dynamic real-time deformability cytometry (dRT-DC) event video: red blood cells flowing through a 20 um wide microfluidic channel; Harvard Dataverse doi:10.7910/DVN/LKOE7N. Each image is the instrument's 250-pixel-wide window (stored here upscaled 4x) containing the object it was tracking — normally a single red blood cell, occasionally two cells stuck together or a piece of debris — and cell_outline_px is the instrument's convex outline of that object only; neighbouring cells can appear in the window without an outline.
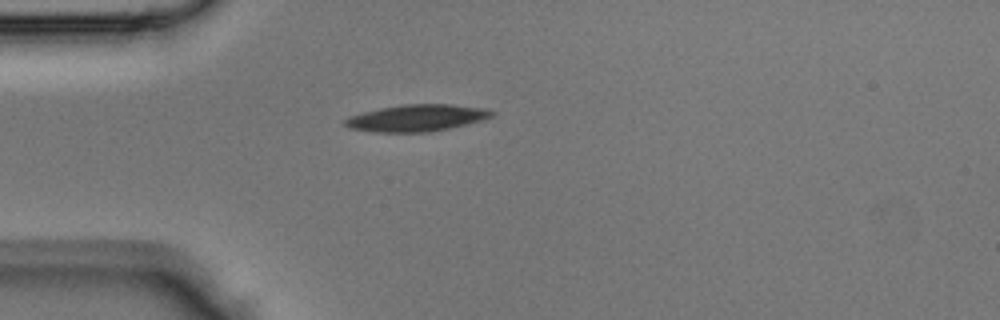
{"species": "Egyptian fruit bat (a non-hibernating species)", "species_latin": "Rousettus aegyptiacus", "temperature_condition": "room temperature", "stored_images_in_passage": 32, "camera_frame_rate_fps": 3000, "um_per_image_px": 0.085, "animal": {"sex": "male"}, "frame": {"image": 1, "passage_image": 1, "time_ms": 0.0, "image_size_px": [1000, 320], "cell_outline_px": [[496, 112], [492, 116], [484, 120], [468, 124], [432, 132], [372, 132], [348, 128], [344, 124], [344, 120], [348, 116], [380, 108], [404, 104], [452, 104], [488, 108]], "centroid_in_image_um": [35.46, 10.03], "position_along_channel_um": 49.5, "area_um2": 23.24}}
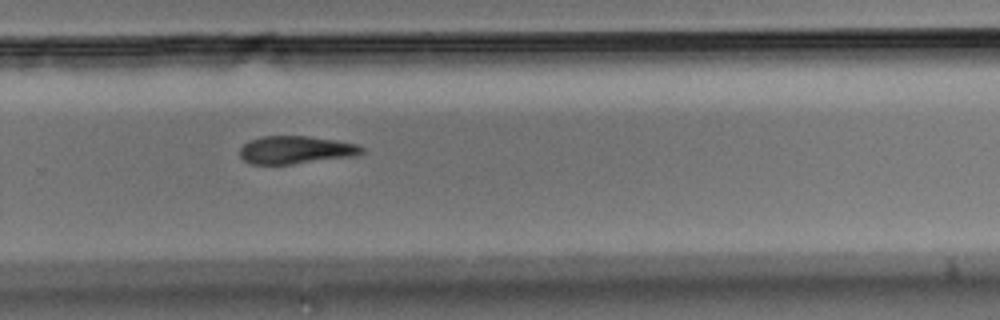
{"frame": {"image": 2, "passage_image": 18, "time_ms": 5.667, "image_size_px": [1000, 320], "cell_outline_px": [[364, 152], [356, 156], [292, 164], [252, 164], [244, 160], [240, 156], [240, 148], [248, 140], [264, 136], [308, 136], [336, 140], [360, 144], [364, 148]], "centroid_in_image_um": [25.18, 12.74], "position_along_channel_um": 304.6, "area_um2": 19.94}}
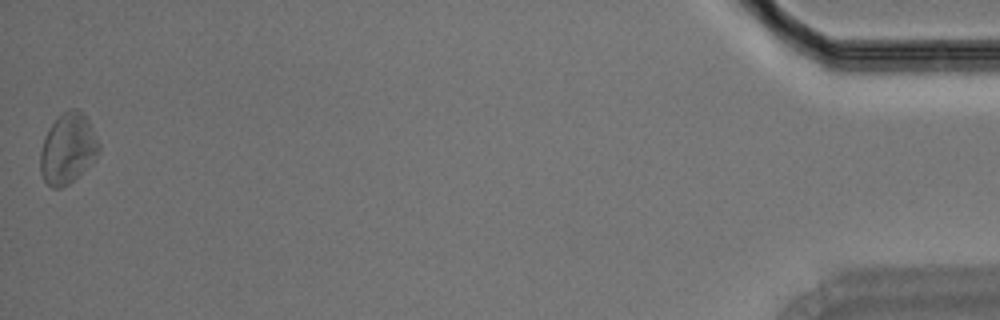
{"frame": {"image": 3, "passage_image": 32, "time_ms": 10.333, "image_size_px": [1000, 320], "cell_outline_px": [[100, 152], [96, 160], [68, 184], [60, 188], [52, 188], [44, 180], [40, 172], [40, 152], [44, 136], [48, 128], [68, 108], [76, 108], [84, 112], [100, 144]], "centroid_in_image_um": [5.78, 12.63], "position_along_channel_um": 429.4, "area_um2": 24.22}}